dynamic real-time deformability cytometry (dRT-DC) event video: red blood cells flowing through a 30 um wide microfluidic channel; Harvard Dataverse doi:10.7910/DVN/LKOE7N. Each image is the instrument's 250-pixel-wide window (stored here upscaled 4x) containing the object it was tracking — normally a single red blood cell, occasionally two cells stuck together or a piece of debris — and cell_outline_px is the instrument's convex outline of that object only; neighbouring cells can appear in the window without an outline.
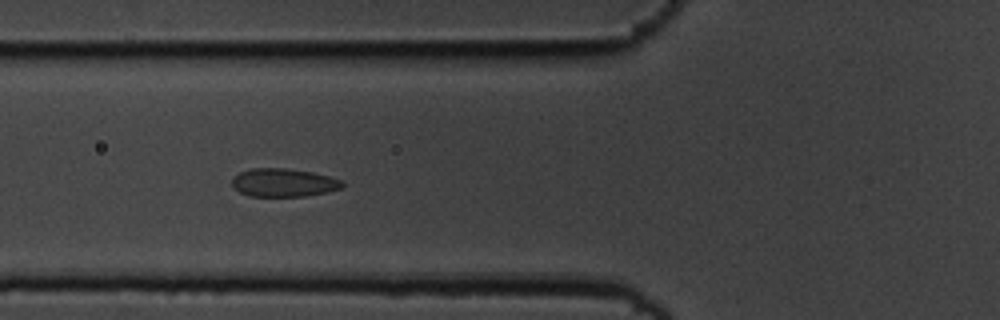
{"species": "common noctule bat (a hibernating species)", "species_latin": "Nyctalus noctula", "temperature_condition": "cold", "stored_images_in_passage": 40, "camera_frame_rate_fps": 3000, "um_per_image_px": 0.085, "animal": {"sex": "male", "body_mass_g": 19.5, "forearm_length_mm": 54.6}, "frame": {"image": 1, "passage_image": 5, "time_ms": 1.333, "image_size_px": [1000, 320], "cell_outline_px": [[344, 188], [328, 192], [304, 196], [248, 196], [240, 192], [232, 184], [232, 176], [248, 168], [288, 168], [312, 172], [328, 176], [340, 180], [344, 184]], "centroid_in_image_um": [24.1, 15.52], "position_along_channel_um": 101.7, "area_um2": 18.26}}
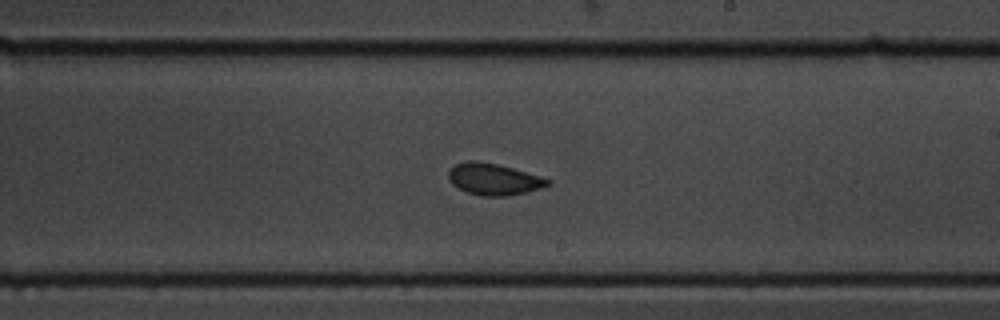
{"frame": {"image": 2, "passage_image": 17, "time_ms": 5.333, "image_size_px": [1000, 320], "cell_outline_px": [[552, 184], [540, 188], [508, 196], [480, 196], [468, 192], [452, 184], [448, 180], [448, 172], [456, 164], [468, 160], [476, 160], [496, 164], [512, 168], [540, 176], [552, 180]], "centroid_in_image_um": [41.97, 15.23], "position_along_channel_um": 247.0, "area_um2": 18.15}}
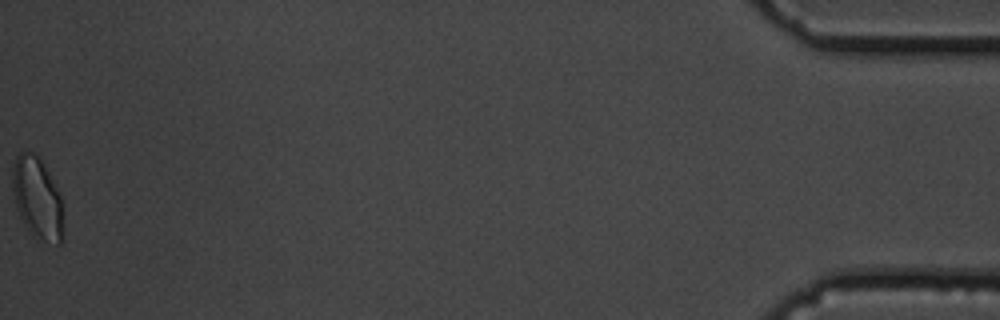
{"frame": {"image": 3, "passage_image": 40, "time_ms": 13.0, "image_size_px": [1000, 320], "cell_outline_px": [[64, 240], [60, 244], [56, 244], [36, 240], [28, 232], [16, 208], [12, 188], [12, 172], [16, 156], [24, 148], [36, 152], [40, 156], [60, 196], [64, 236]], "centroid_in_image_um": [3.16, 16.85], "position_along_channel_um": 432.0, "area_um2": 24.8}, "authors_computed_cell_mechanics": {"area_um2": 18.3226, "velocity_mm_per_s": 3.6348, "shape_relaxation_time_tau1_ms": 2.0936, "shape_relaxation_time_tau2_ms": 0.6718, "deformation_change_tau1": 0.1005, "deformation_change_tau2": 0.0575}}